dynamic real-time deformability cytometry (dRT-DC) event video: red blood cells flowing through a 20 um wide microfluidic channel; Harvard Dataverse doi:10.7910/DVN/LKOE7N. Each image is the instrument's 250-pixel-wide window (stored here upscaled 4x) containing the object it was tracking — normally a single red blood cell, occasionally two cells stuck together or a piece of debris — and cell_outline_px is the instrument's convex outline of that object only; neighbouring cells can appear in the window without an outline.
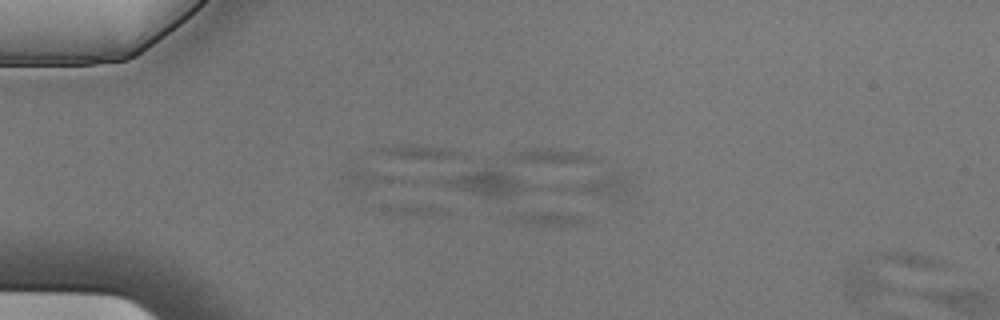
{"species": "Egyptian fruit bat (a non-hibernating species)", "species_latin": "Rousettus aegyptiacus", "temperature_condition": "cold", "stored_images_in_passage": 4, "camera_frame_rate_fps": 3000, "um_per_image_px": 0.085, "animal": {"sex": "male"}, "frame": {"image": 1, "passage_image": 4, "time_ms": 1.0, "image_size_px": [1000, 320], "cell_outline_px": [[948, 264], [944, 268], [856, 304], [848, 300], [840, 288], [844, 276], [856, 260], [860, 256], [868, 252], [916, 252], [940, 260]], "centroid_in_image_um": [75.28, 23.22], "position_along_channel_um": 9.7, "area_um2": 23.52}}